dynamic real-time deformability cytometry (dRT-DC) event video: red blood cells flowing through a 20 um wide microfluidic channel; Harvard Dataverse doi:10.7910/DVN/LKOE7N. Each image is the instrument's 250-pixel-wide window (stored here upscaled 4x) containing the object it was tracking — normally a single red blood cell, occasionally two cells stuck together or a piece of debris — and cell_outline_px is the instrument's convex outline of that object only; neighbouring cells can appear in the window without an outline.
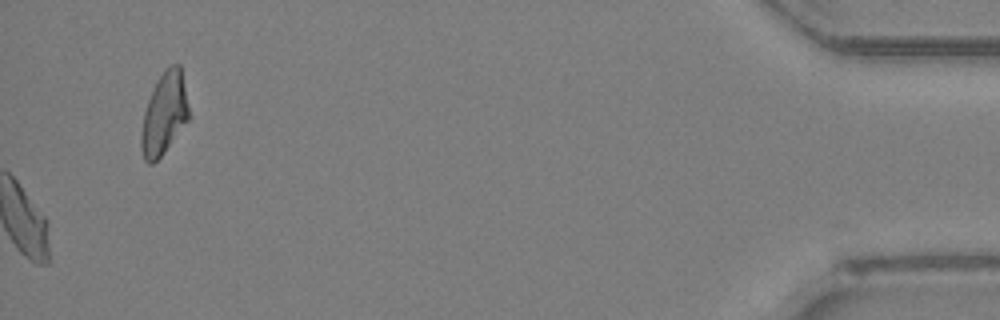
{"species": "Egyptian fruit bat (a non-hibernating species)", "species_latin": "Rousettus aegyptiacus", "temperature_condition": "room temperature", "stored_images_in_passage": 42, "camera_frame_rate_fps": 3000, "um_per_image_px": 0.085, "animal": {"sex": "female"}, "frame": {"image": 1, "passage_image": 42, "time_ms": 13.667, "image_size_px": [1000, 320], "cell_outline_px": [[188, 120], [160, 156], [152, 164], [148, 164], [144, 160], [140, 148], [140, 136], [144, 112], [148, 100], [156, 80], [164, 68], [172, 64], [180, 64], [188, 108]], "centroid_in_image_um": [13.92, 9.65], "position_along_channel_um": 421.3, "area_um2": 22.43}}